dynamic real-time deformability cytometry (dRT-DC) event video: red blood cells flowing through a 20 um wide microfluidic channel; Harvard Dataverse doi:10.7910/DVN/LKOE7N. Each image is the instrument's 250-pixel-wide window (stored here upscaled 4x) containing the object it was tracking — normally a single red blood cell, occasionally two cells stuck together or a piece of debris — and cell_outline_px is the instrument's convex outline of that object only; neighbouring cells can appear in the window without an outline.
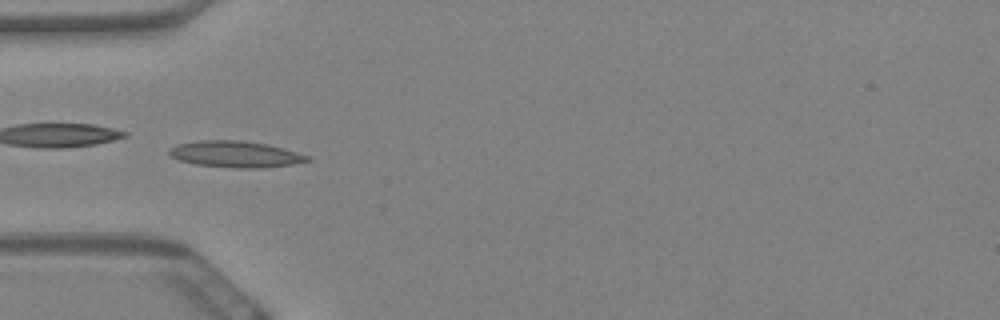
{"species": "Egyptian fruit bat (a non-hibernating species)", "species_latin": "Rousettus aegyptiacus", "temperature_condition": "warm", "stored_images_in_passage": 59, "camera_frame_rate_fps": 3000, "um_per_image_px": 0.085, "animal": {"sex": "female"}, "frame": {"image": 1, "passage_image": 18, "time_ms": 5.667, "image_size_px": [1000, 320], "cell_outline_px": [[312, 160], [292, 164], [260, 168], [240, 168], [196, 164], [180, 160], [172, 156], [168, 152], [168, 148], [176, 144], [200, 140], [236, 140], [268, 144], [284, 148], [308, 156]], "centroid_in_image_um": [20.0, 13.1], "position_along_channel_um": 65.0, "area_um2": 21.04}}
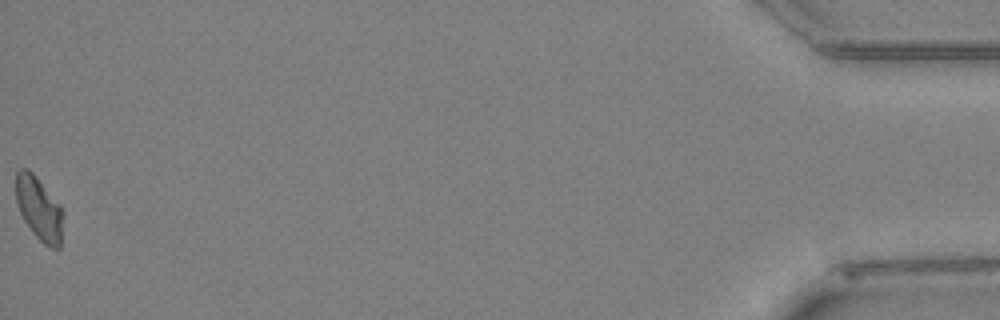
{"frame": {"image": 2, "passage_image": 59, "time_ms": 19.333, "image_size_px": [1000, 320], "cell_outline_px": [[64, 212], [60, 248], [52, 248], [44, 244], [32, 232], [24, 220], [20, 212], [16, 200], [16, 172], [20, 168], [28, 168], [36, 176], [60, 204]], "centroid_in_image_um": [3.34, 17.72], "position_along_channel_um": 431.9, "area_um2": 17.57}, "authors_computed_cell_mechanics": {"area_um2": 18.207, "velocity_mm_per_s": 3.4312, "shape_relaxation_time_tau1_ms": null, "shape_relaxation_time_tau2_ms": 7.2975, "deformation_change_tau1": null, "deformation_change_tau2": 0.1184}}